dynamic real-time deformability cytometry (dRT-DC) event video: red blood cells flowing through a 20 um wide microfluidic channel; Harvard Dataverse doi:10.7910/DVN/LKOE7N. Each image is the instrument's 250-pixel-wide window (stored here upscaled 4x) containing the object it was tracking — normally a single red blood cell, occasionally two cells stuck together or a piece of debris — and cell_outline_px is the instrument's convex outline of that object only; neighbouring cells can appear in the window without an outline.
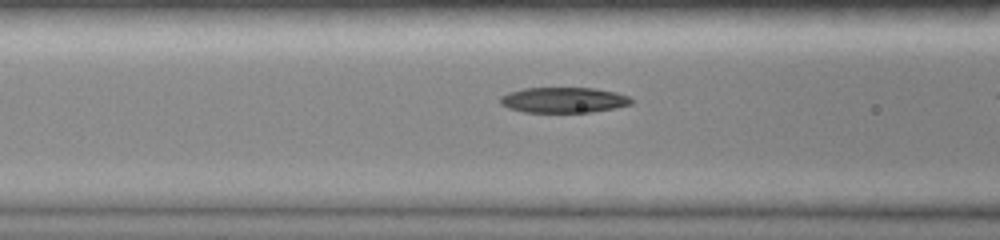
{"species": "common noctule bat (a hibernating species)", "species_latin": "Nyctalus noctula", "temperature_condition": "room temperature", "stored_images_in_passage": 50, "camera_frame_rate_fps": 3000, "um_per_image_px": 0.085, "animal": {"sex": "female", "body_mass_g": 19.0, "forearm_length_mm": 51.5}, "frame": {"image": 1, "passage_image": 18, "time_ms": 5.667, "image_size_px": [1000, 240], "cell_outline_px": [[632, 104], [616, 108], [592, 112], [524, 112], [508, 108], [500, 104], [500, 96], [508, 92], [524, 88], [592, 88], [616, 92], [628, 96], [632, 100]], "centroid_in_image_um": [47.89, 8.5], "position_along_channel_um": 118.7, "area_um2": 19.54}}